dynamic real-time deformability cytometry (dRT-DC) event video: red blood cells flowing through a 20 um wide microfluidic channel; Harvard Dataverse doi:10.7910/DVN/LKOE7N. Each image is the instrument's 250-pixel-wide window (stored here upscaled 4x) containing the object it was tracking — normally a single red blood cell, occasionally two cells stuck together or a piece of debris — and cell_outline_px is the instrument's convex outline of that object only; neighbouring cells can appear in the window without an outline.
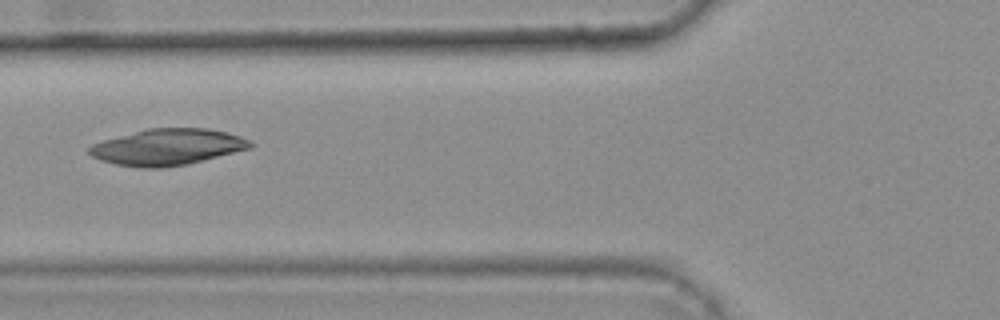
{"species": "common noctule bat (a hibernating species)", "species_latin": "Nyctalus noctula", "temperature_condition": "warm", "stored_images_in_passage": 48, "camera_frame_rate_fps": 3000, "um_per_image_px": 0.085, "animal": {"sex": "female", "body_mass_g": 25.1}, "frame": {"image": 1, "passage_image": 21, "time_ms": 6.667, "image_size_px": [1000, 320], "cell_outline_px": [[256, 144], [252, 148], [188, 164], [160, 168], [140, 168], [116, 164], [100, 160], [92, 156], [88, 152], [88, 148], [92, 144], [104, 140], [148, 128], [208, 128], [228, 132], [252, 140]], "centroid_in_image_um": [14.29, 12.5], "position_along_channel_um": 111.5, "area_um2": 34.22}}